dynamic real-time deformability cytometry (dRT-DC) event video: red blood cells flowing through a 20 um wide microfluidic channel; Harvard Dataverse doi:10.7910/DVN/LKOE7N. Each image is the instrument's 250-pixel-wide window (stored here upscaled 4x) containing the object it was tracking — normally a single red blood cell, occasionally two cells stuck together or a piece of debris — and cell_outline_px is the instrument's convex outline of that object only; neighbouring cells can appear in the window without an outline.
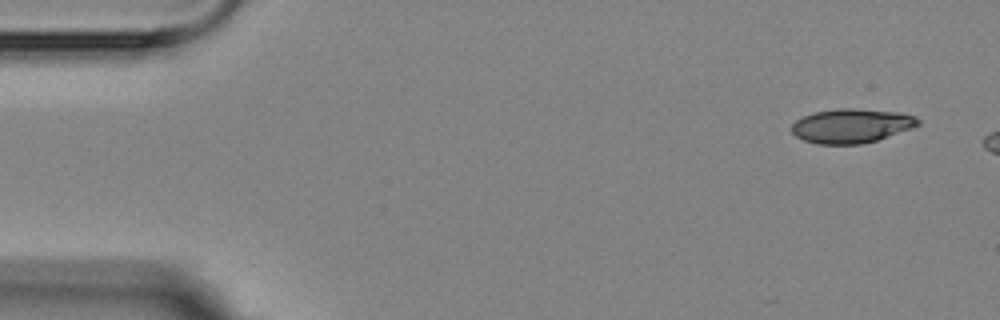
{"species": "Egyptian fruit bat (a non-hibernating species)", "species_latin": "Rousettus aegyptiacus", "temperature_condition": "room temperature", "stored_images_in_passage": 3, "camera_frame_rate_fps": 3000, "um_per_image_px": 0.085, "animal": {"sex": "female"}, "frame": {"image": 1, "passage_image": 1, "time_ms": 0.0, "image_size_px": [1000, 320], "cell_outline_px": [[920, 124], [912, 128], [876, 140], [860, 144], [816, 144], [804, 140], [796, 136], [792, 132], [792, 124], [796, 120], [804, 116], [816, 112], [840, 108], [852, 108], [900, 112], [916, 116], [920, 120]], "centroid_in_image_um": [72.39, 10.69], "position_along_channel_um": 12.6, "area_um2": 25.09}}